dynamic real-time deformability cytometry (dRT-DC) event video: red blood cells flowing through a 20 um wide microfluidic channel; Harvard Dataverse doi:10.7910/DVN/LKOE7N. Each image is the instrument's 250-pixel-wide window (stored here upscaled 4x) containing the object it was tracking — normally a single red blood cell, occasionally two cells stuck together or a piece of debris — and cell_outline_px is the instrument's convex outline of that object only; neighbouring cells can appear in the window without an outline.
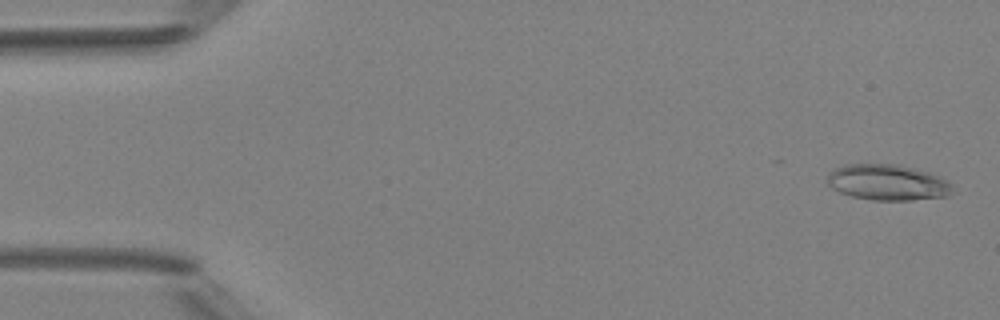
{"species": "Egyptian fruit bat (a non-hibernating species)", "species_latin": "Rousettus aegyptiacus", "temperature_condition": "room temperature", "stored_images_in_passage": 5, "camera_frame_rate_fps": 3000, "um_per_image_px": 0.085, "animal": {"sex": "female"}, "frame": {"image": 1, "passage_image": 1, "time_ms": 0.0, "image_size_px": [1000, 320], "cell_outline_px": [[952, 192], [948, 196], [912, 200], [872, 200], [852, 196], [840, 192], [832, 188], [828, 184], [828, 172], [832, 168], [848, 164], [896, 164], [928, 172], [948, 180], [952, 184]], "centroid_in_image_um": [75.44, 15.5], "position_along_channel_um": 9.6, "area_um2": 26.18}}